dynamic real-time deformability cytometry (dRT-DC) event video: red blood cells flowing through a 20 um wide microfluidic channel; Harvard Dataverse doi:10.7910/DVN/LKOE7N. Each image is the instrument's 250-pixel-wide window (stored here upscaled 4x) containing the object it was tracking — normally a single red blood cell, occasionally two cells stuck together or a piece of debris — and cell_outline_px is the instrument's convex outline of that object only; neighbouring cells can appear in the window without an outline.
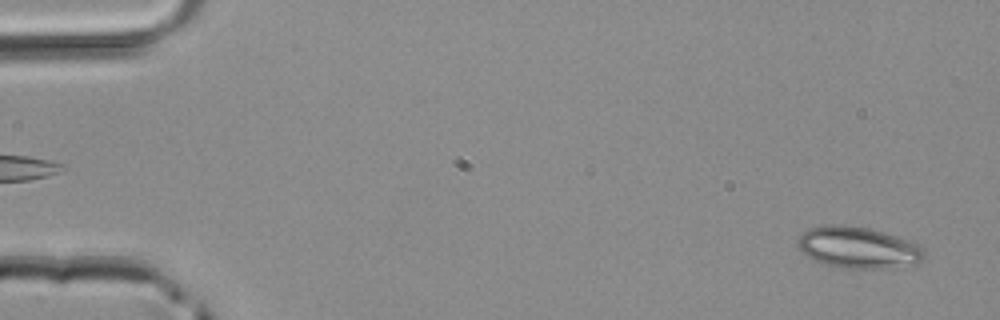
{"species": "common noctule bat (a hibernating species)", "species_latin": "Nyctalus noctula", "temperature_condition": "room temperature", "stored_images_in_passage": 5, "segment_of_instrument_passage": [2, 2], "camera_frame_rate_fps": 3000, "um_per_image_px": 0.085, "animal": {"sex": "male", "body_mass_g": 20.4}, "frame": {"image": 1, "passage_image": 5, "time_ms": 1.333, "image_size_px": [1000, 320], "cell_outline_px": [[924, 256], [920, 260], [884, 268], [848, 268], [824, 264], [800, 252], [796, 244], [796, 240], [808, 228], [828, 224], [840, 224], [868, 228], [884, 232], [916, 244], [924, 252]], "centroid_in_image_um": [72.81, 21.01], "position_along_channel_um": 12.2, "area_um2": 29.82}}